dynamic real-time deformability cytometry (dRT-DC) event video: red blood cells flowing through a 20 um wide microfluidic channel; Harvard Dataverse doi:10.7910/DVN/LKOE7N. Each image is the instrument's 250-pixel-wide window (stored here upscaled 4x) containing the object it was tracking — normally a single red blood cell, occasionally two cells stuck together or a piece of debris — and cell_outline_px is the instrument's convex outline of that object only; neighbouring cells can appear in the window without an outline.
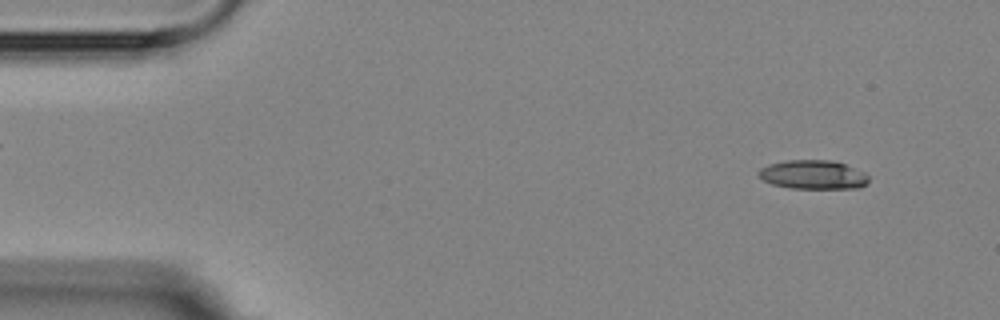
{"species": "Egyptian fruit bat (a non-hibernating species)", "species_latin": "Rousettus aegyptiacus", "temperature_condition": "room temperature", "stored_images_in_passage": 5, "segment_of_instrument_passage": [1, 2], "camera_frame_rate_fps": 3000, "um_per_image_px": 0.085, "animal": {"sex": "female"}, "frame": {"image": 1, "passage_image": 1, "time_ms": 0.0, "image_size_px": [1000, 320], "cell_outline_px": [[868, 180], [860, 188], [788, 188], [772, 184], [764, 180], [760, 176], [760, 168], [768, 164], [788, 160], [832, 160], [844, 164], [864, 172], [868, 176]], "centroid_in_image_um": [69.11, 14.84], "position_along_channel_um": 15.9, "area_um2": 18.38}}